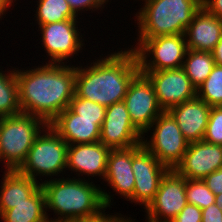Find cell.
<instances>
[{
	"instance_id": "obj_17",
	"label": "cell",
	"mask_w": 222,
	"mask_h": 222,
	"mask_svg": "<svg viewBox=\"0 0 222 222\" xmlns=\"http://www.w3.org/2000/svg\"><path fill=\"white\" fill-rule=\"evenodd\" d=\"M104 119L78 118L68 107L49 125L68 144L94 143L100 139Z\"/></svg>"
},
{
	"instance_id": "obj_18",
	"label": "cell",
	"mask_w": 222,
	"mask_h": 222,
	"mask_svg": "<svg viewBox=\"0 0 222 222\" xmlns=\"http://www.w3.org/2000/svg\"><path fill=\"white\" fill-rule=\"evenodd\" d=\"M210 109L211 106L196 96L170 108L168 112L176 120L185 139L192 143L203 140Z\"/></svg>"
},
{
	"instance_id": "obj_36",
	"label": "cell",
	"mask_w": 222,
	"mask_h": 222,
	"mask_svg": "<svg viewBox=\"0 0 222 222\" xmlns=\"http://www.w3.org/2000/svg\"><path fill=\"white\" fill-rule=\"evenodd\" d=\"M215 64L222 65V38L211 51Z\"/></svg>"
},
{
	"instance_id": "obj_27",
	"label": "cell",
	"mask_w": 222,
	"mask_h": 222,
	"mask_svg": "<svg viewBox=\"0 0 222 222\" xmlns=\"http://www.w3.org/2000/svg\"><path fill=\"white\" fill-rule=\"evenodd\" d=\"M215 196L203 180L186 179L187 203L193 204L202 210L215 203Z\"/></svg>"
},
{
	"instance_id": "obj_30",
	"label": "cell",
	"mask_w": 222,
	"mask_h": 222,
	"mask_svg": "<svg viewBox=\"0 0 222 222\" xmlns=\"http://www.w3.org/2000/svg\"><path fill=\"white\" fill-rule=\"evenodd\" d=\"M69 3V7L72 10V12L78 17V11L82 13V11L85 9L86 11L89 9L94 11L101 7L104 9V4H107L106 2H109V0H66Z\"/></svg>"
},
{
	"instance_id": "obj_32",
	"label": "cell",
	"mask_w": 222,
	"mask_h": 222,
	"mask_svg": "<svg viewBox=\"0 0 222 222\" xmlns=\"http://www.w3.org/2000/svg\"><path fill=\"white\" fill-rule=\"evenodd\" d=\"M203 181L215 195L222 193V168L207 175Z\"/></svg>"
},
{
	"instance_id": "obj_28",
	"label": "cell",
	"mask_w": 222,
	"mask_h": 222,
	"mask_svg": "<svg viewBox=\"0 0 222 222\" xmlns=\"http://www.w3.org/2000/svg\"><path fill=\"white\" fill-rule=\"evenodd\" d=\"M68 108L75 114L78 118L87 119H104L106 107L100 105L91 100L80 98L76 94L69 103Z\"/></svg>"
},
{
	"instance_id": "obj_37",
	"label": "cell",
	"mask_w": 222,
	"mask_h": 222,
	"mask_svg": "<svg viewBox=\"0 0 222 222\" xmlns=\"http://www.w3.org/2000/svg\"><path fill=\"white\" fill-rule=\"evenodd\" d=\"M16 1V0H14ZM13 0H0V20L3 18L2 15L8 11L9 7L12 5ZM2 17V18H1Z\"/></svg>"
},
{
	"instance_id": "obj_1",
	"label": "cell",
	"mask_w": 222,
	"mask_h": 222,
	"mask_svg": "<svg viewBox=\"0 0 222 222\" xmlns=\"http://www.w3.org/2000/svg\"><path fill=\"white\" fill-rule=\"evenodd\" d=\"M76 66L46 63L16 70L22 113L40 117L50 124L75 95Z\"/></svg>"
},
{
	"instance_id": "obj_23",
	"label": "cell",
	"mask_w": 222,
	"mask_h": 222,
	"mask_svg": "<svg viewBox=\"0 0 222 222\" xmlns=\"http://www.w3.org/2000/svg\"><path fill=\"white\" fill-rule=\"evenodd\" d=\"M214 65L215 61L211 52L188 49L182 68L197 89L211 74Z\"/></svg>"
},
{
	"instance_id": "obj_24",
	"label": "cell",
	"mask_w": 222,
	"mask_h": 222,
	"mask_svg": "<svg viewBox=\"0 0 222 222\" xmlns=\"http://www.w3.org/2000/svg\"><path fill=\"white\" fill-rule=\"evenodd\" d=\"M16 69L3 73L0 71V117L22 113L19 104L18 82Z\"/></svg>"
},
{
	"instance_id": "obj_3",
	"label": "cell",
	"mask_w": 222,
	"mask_h": 222,
	"mask_svg": "<svg viewBox=\"0 0 222 222\" xmlns=\"http://www.w3.org/2000/svg\"><path fill=\"white\" fill-rule=\"evenodd\" d=\"M75 178H50L41 183L46 215L50 209L58 216L48 218L49 222H87L101 217L110 207L113 198L106 190L85 178Z\"/></svg>"
},
{
	"instance_id": "obj_25",
	"label": "cell",
	"mask_w": 222,
	"mask_h": 222,
	"mask_svg": "<svg viewBox=\"0 0 222 222\" xmlns=\"http://www.w3.org/2000/svg\"><path fill=\"white\" fill-rule=\"evenodd\" d=\"M35 17L38 25L76 19L66 0H38Z\"/></svg>"
},
{
	"instance_id": "obj_14",
	"label": "cell",
	"mask_w": 222,
	"mask_h": 222,
	"mask_svg": "<svg viewBox=\"0 0 222 222\" xmlns=\"http://www.w3.org/2000/svg\"><path fill=\"white\" fill-rule=\"evenodd\" d=\"M144 135L133 125L125 103L106 107L99 141L110 149H124L142 143Z\"/></svg>"
},
{
	"instance_id": "obj_2",
	"label": "cell",
	"mask_w": 222,
	"mask_h": 222,
	"mask_svg": "<svg viewBox=\"0 0 222 222\" xmlns=\"http://www.w3.org/2000/svg\"><path fill=\"white\" fill-rule=\"evenodd\" d=\"M139 72L137 56L131 48L115 51L88 67H76L75 94L109 107L124 100L130 82Z\"/></svg>"
},
{
	"instance_id": "obj_29",
	"label": "cell",
	"mask_w": 222,
	"mask_h": 222,
	"mask_svg": "<svg viewBox=\"0 0 222 222\" xmlns=\"http://www.w3.org/2000/svg\"><path fill=\"white\" fill-rule=\"evenodd\" d=\"M203 141L222 146V106H212Z\"/></svg>"
},
{
	"instance_id": "obj_7",
	"label": "cell",
	"mask_w": 222,
	"mask_h": 222,
	"mask_svg": "<svg viewBox=\"0 0 222 222\" xmlns=\"http://www.w3.org/2000/svg\"><path fill=\"white\" fill-rule=\"evenodd\" d=\"M137 41L136 48L132 46L131 49L137 56L140 71H160L183 66L188 50L184 35L157 36ZM150 56L152 58L147 60Z\"/></svg>"
},
{
	"instance_id": "obj_34",
	"label": "cell",
	"mask_w": 222,
	"mask_h": 222,
	"mask_svg": "<svg viewBox=\"0 0 222 222\" xmlns=\"http://www.w3.org/2000/svg\"><path fill=\"white\" fill-rule=\"evenodd\" d=\"M202 6L210 14L222 20V0H202Z\"/></svg>"
},
{
	"instance_id": "obj_13",
	"label": "cell",
	"mask_w": 222,
	"mask_h": 222,
	"mask_svg": "<svg viewBox=\"0 0 222 222\" xmlns=\"http://www.w3.org/2000/svg\"><path fill=\"white\" fill-rule=\"evenodd\" d=\"M152 83L159 106L163 111L182 104L197 96L184 69H166L160 71H140Z\"/></svg>"
},
{
	"instance_id": "obj_26",
	"label": "cell",
	"mask_w": 222,
	"mask_h": 222,
	"mask_svg": "<svg viewBox=\"0 0 222 222\" xmlns=\"http://www.w3.org/2000/svg\"><path fill=\"white\" fill-rule=\"evenodd\" d=\"M197 97L211 107L222 106V65H214L211 74L197 88Z\"/></svg>"
},
{
	"instance_id": "obj_6",
	"label": "cell",
	"mask_w": 222,
	"mask_h": 222,
	"mask_svg": "<svg viewBox=\"0 0 222 222\" xmlns=\"http://www.w3.org/2000/svg\"><path fill=\"white\" fill-rule=\"evenodd\" d=\"M67 148L68 144L48 124L17 171L35 181L36 176H57L66 169Z\"/></svg>"
},
{
	"instance_id": "obj_16",
	"label": "cell",
	"mask_w": 222,
	"mask_h": 222,
	"mask_svg": "<svg viewBox=\"0 0 222 222\" xmlns=\"http://www.w3.org/2000/svg\"><path fill=\"white\" fill-rule=\"evenodd\" d=\"M110 151L100 141L68 145L66 169L78 172V177L84 174L87 177L102 176L104 179Z\"/></svg>"
},
{
	"instance_id": "obj_8",
	"label": "cell",
	"mask_w": 222,
	"mask_h": 222,
	"mask_svg": "<svg viewBox=\"0 0 222 222\" xmlns=\"http://www.w3.org/2000/svg\"><path fill=\"white\" fill-rule=\"evenodd\" d=\"M150 130L153 131L150 140L143 138L142 144L162 165L175 169L189 145L176 120L168 111H163L145 133Z\"/></svg>"
},
{
	"instance_id": "obj_33",
	"label": "cell",
	"mask_w": 222,
	"mask_h": 222,
	"mask_svg": "<svg viewBox=\"0 0 222 222\" xmlns=\"http://www.w3.org/2000/svg\"><path fill=\"white\" fill-rule=\"evenodd\" d=\"M202 222H222V210L216 203L202 209Z\"/></svg>"
},
{
	"instance_id": "obj_9",
	"label": "cell",
	"mask_w": 222,
	"mask_h": 222,
	"mask_svg": "<svg viewBox=\"0 0 222 222\" xmlns=\"http://www.w3.org/2000/svg\"><path fill=\"white\" fill-rule=\"evenodd\" d=\"M132 170L135 185L129 201L144 205L146 209L155 198L159 184L169 169L141 143L132 146Z\"/></svg>"
},
{
	"instance_id": "obj_21",
	"label": "cell",
	"mask_w": 222,
	"mask_h": 222,
	"mask_svg": "<svg viewBox=\"0 0 222 222\" xmlns=\"http://www.w3.org/2000/svg\"><path fill=\"white\" fill-rule=\"evenodd\" d=\"M2 180L0 214L13 208V205L26 202L41 187L39 181L31 179L17 170H5Z\"/></svg>"
},
{
	"instance_id": "obj_11",
	"label": "cell",
	"mask_w": 222,
	"mask_h": 222,
	"mask_svg": "<svg viewBox=\"0 0 222 222\" xmlns=\"http://www.w3.org/2000/svg\"><path fill=\"white\" fill-rule=\"evenodd\" d=\"M123 102L133 125L144 135L151 124L163 112L149 79L138 73L130 82Z\"/></svg>"
},
{
	"instance_id": "obj_5",
	"label": "cell",
	"mask_w": 222,
	"mask_h": 222,
	"mask_svg": "<svg viewBox=\"0 0 222 222\" xmlns=\"http://www.w3.org/2000/svg\"><path fill=\"white\" fill-rule=\"evenodd\" d=\"M47 125L40 117L25 113L2 117L0 161H4L5 170H17L22 165L36 137Z\"/></svg>"
},
{
	"instance_id": "obj_4",
	"label": "cell",
	"mask_w": 222,
	"mask_h": 222,
	"mask_svg": "<svg viewBox=\"0 0 222 222\" xmlns=\"http://www.w3.org/2000/svg\"><path fill=\"white\" fill-rule=\"evenodd\" d=\"M136 13L137 39L157 36L184 35L194 15L201 9L202 0H145Z\"/></svg>"
},
{
	"instance_id": "obj_15",
	"label": "cell",
	"mask_w": 222,
	"mask_h": 222,
	"mask_svg": "<svg viewBox=\"0 0 222 222\" xmlns=\"http://www.w3.org/2000/svg\"><path fill=\"white\" fill-rule=\"evenodd\" d=\"M222 168V146L198 141L189 143L175 171L185 179L203 180Z\"/></svg>"
},
{
	"instance_id": "obj_12",
	"label": "cell",
	"mask_w": 222,
	"mask_h": 222,
	"mask_svg": "<svg viewBox=\"0 0 222 222\" xmlns=\"http://www.w3.org/2000/svg\"><path fill=\"white\" fill-rule=\"evenodd\" d=\"M77 23V19H70L39 25L41 41L51 60L48 63L67 64L65 60L82 50L84 39L82 34L80 35Z\"/></svg>"
},
{
	"instance_id": "obj_38",
	"label": "cell",
	"mask_w": 222,
	"mask_h": 222,
	"mask_svg": "<svg viewBox=\"0 0 222 222\" xmlns=\"http://www.w3.org/2000/svg\"><path fill=\"white\" fill-rule=\"evenodd\" d=\"M215 203L219 205L222 210V193L215 196Z\"/></svg>"
},
{
	"instance_id": "obj_19",
	"label": "cell",
	"mask_w": 222,
	"mask_h": 222,
	"mask_svg": "<svg viewBox=\"0 0 222 222\" xmlns=\"http://www.w3.org/2000/svg\"><path fill=\"white\" fill-rule=\"evenodd\" d=\"M184 36L187 49L211 52L222 38V20L202 6L186 28Z\"/></svg>"
},
{
	"instance_id": "obj_10",
	"label": "cell",
	"mask_w": 222,
	"mask_h": 222,
	"mask_svg": "<svg viewBox=\"0 0 222 222\" xmlns=\"http://www.w3.org/2000/svg\"><path fill=\"white\" fill-rule=\"evenodd\" d=\"M186 204V179L174 169L168 170L155 198L145 209L147 222H170Z\"/></svg>"
},
{
	"instance_id": "obj_20",
	"label": "cell",
	"mask_w": 222,
	"mask_h": 222,
	"mask_svg": "<svg viewBox=\"0 0 222 222\" xmlns=\"http://www.w3.org/2000/svg\"><path fill=\"white\" fill-rule=\"evenodd\" d=\"M104 181L127 201L132 198L135 177L132 170V147L111 149Z\"/></svg>"
},
{
	"instance_id": "obj_22",
	"label": "cell",
	"mask_w": 222,
	"mask_h": 222,
	"mask_svg": "<svg viewBox=\"0 0 222 222\" xmlns=\"http://www.w3.org/2000/svg\"><path fill=\"white\" fill-rule=\"evenodd\" d=\"M3 222H49L46 215L45 194L40 187L26 202L0 214Z\"/></svg>"
},
{
	"instance_id": "obj_35",
	"label": "cell",
	"mask_w": 222,
	"mask_h": 222,
	"mask_svg": "<svg viewBox=\"0 0 222 222\" xmlns=\"http://www.w3.org/2000/svg\"><path fill=\"white\" fill-rule=\"evenodd\" d=\"M87 222H134V220H132L130 217L129 218L125 216L122 217L121 214L110 215L106 214L105 212L101 217L94 220H89Z\"/></svg>"
},
{
	"instance_id": "obj_31",
	"label": "cell",
	"mask_w": 222,
	"mask_h": 222,
	"mask_svg": "<svg viewBox=\"0 0 222 222\" xmlns=\"http://www.w3.org/2000/svg\"><path fill=\"white\" fill-rule=\"evenodd\" d=\"M170 222H202V210L190 203Z\"/></svg>"
}]
</instances>
